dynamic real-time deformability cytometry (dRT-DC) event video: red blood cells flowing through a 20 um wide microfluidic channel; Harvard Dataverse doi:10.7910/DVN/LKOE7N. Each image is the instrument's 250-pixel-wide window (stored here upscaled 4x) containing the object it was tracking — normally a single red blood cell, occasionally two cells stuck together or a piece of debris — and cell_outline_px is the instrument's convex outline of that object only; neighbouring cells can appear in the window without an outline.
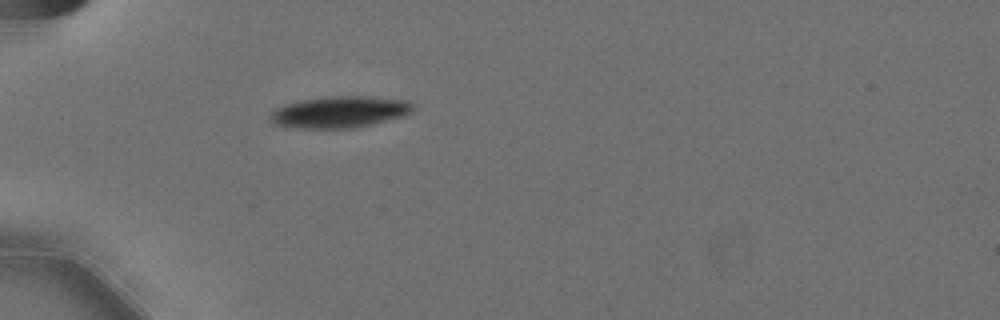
{"species": "Egyptian fruit bat (a non-hibernating species)", "species_latin": "Rousettus aegyptiacus", "temperature_condition": "cold", "stored_images_in_passage": 50, "camera_frame_rate_fps": 3000, "um_per_image_px": 0.085, "animal": {"sex": "female"}, "frame": {"image": 1, "passage_image": 11, "time_ms": 3.333, "image_size_px": [1000, 320], "cell_outline_px": [[412, 112], [404, 116], [356, 128], [296, 128], [272, 124], [268, 120], [268, 116], [276, 108], [284, 104], [300, 100], [328, 96], [372, 96], [408, 100], [412, 104]], "centroid_in_image_um": [28.84, 9.52], "position_along_channel_um": 56.2, "area_um2": 26.59}}
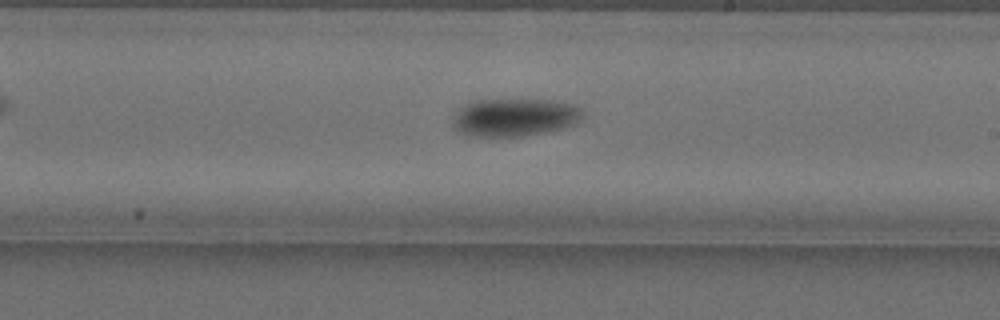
{"frame": {"image": 2, "passage_image": 28, "time_ms": 9.0, "image_size_px": [1000, 320], "cell_outline_px": [[580, 120], [564, 128], [520, 136], [472, 136], [460, 132], [456, 128], [452, 120], [460, 108], [476, 100], [512, 96], [552, 100], [572, 104], [580, 108]], "centroid_in_image_um": [43.72, 9.91], "position_along_channel_um": 245.3, "area_um2": 29.13}}
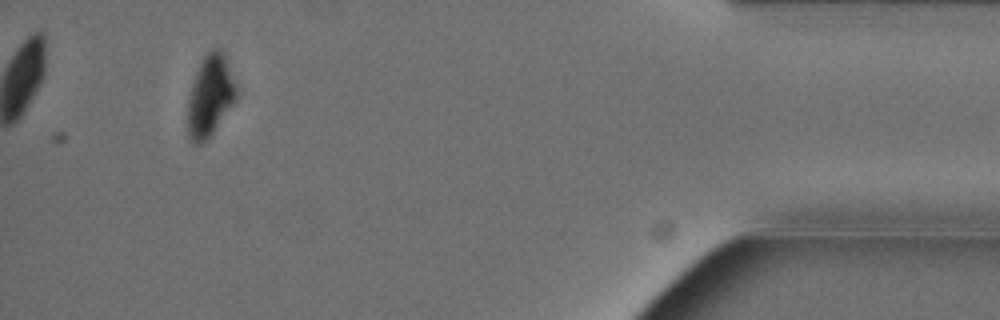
{"frame": {"image": 3, "passage_image": 47, "time_ms": 15.333, "image_size_px": [1000, 320], "cell_outline_px": [[236, 100], [208, 140], [200, 144], [196, 144], [188, 136], [188, 96], [196, 72], [204, 56], [212, 48], [220, 48], [224, 52], [236, 84]], "centroid_in_image_um": [17.87, 8.14], "position_along_channel_um": 417.3, "area_um2": 23.06}, "authors_computed_cell_mechanics": {"area_um2": 27.2527, "velocity_mm_per_s": 3.5723, "shape_relaxation_time_tau1_ms": 2.5816, "shape_relaxation_time_tau2_ms": null, "deformation_change_tau1": 0.0992, "deformation_change_tau2": null}}